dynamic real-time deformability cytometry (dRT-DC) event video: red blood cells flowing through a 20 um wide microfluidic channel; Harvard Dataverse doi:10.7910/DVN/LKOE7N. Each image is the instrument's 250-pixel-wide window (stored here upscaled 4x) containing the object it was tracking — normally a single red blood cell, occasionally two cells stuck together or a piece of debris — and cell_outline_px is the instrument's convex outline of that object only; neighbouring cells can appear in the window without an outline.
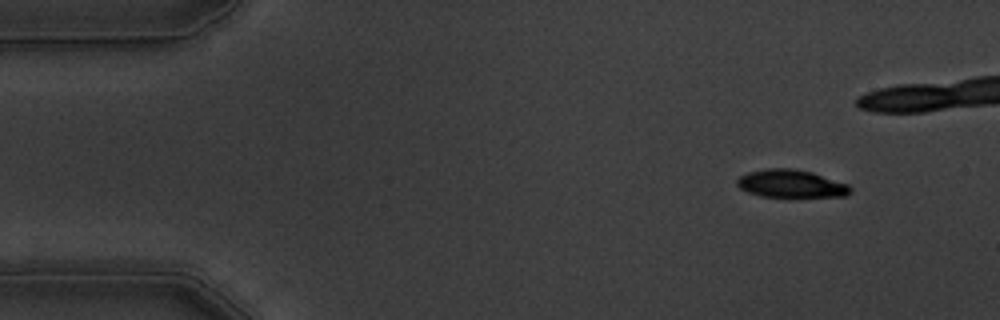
{"species": "common noctule bat (a hibernating species)", "species_latin": "Nyctalus noctula", "temperature_condition": "warm", "stored_images_in_passage": 41, "camera_frame_rate_fps": 3000, "um_per_image_px": 0.085, "animal": {"sex": "male", "body_mass_g": 19.5, "forearm_length_mm": 54.6}, "frame": {"image": 1, "passage_image": 1, "time_ms": 0.0, "image_size_px": [1000, 320], "cell_outline_px": [[852, 192], [848, 196], [760, 196], [748, 192], [740, 188], [736, 184], [736, 180], [740, 176], [748, 172], [768, 168], [792, 168], [812, 172], [848, 184], [852, 188]], "centroid_in_image_um": [67.25, 15.6], "position_along_channel_um": 17.8, "area_um2": 18.26}}